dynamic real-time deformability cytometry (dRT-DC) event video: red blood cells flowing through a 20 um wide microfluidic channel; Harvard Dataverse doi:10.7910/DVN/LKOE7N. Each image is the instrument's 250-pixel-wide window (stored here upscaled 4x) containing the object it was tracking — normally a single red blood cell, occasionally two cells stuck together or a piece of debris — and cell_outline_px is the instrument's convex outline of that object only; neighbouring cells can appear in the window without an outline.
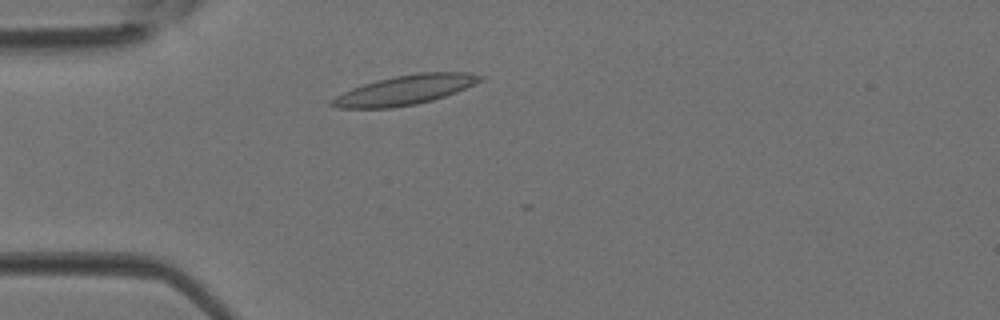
{"species": "Egyptian fruit bat (a non-hibernating species)", "species_latin": "Rousettus aegyptiacus", "temperature_condition": "room temperature", "stored_images_in_passage": 2, "camera_frame_rate_fps": 3000, "um_per_image_px": 0.085, "animal": {"sex": "female"}, "frame": {"image": 1, "passage_image": 1, "time_ms": 0.0, "image_size_px": [1000, 320], "cell_outline_px": [[484, 80], [456, 92], [432, 100], [416, 104], [392, 108], [336, 108], [328, 104], [328, 100], [352, 88], [376, 80], [396, 76], [420, 72], [464, 72], [484, 76]], "centroid_in_image_um": [34.4, 7.65], "position_along_channel_um": 50.6, "area_um2": 25.49}}